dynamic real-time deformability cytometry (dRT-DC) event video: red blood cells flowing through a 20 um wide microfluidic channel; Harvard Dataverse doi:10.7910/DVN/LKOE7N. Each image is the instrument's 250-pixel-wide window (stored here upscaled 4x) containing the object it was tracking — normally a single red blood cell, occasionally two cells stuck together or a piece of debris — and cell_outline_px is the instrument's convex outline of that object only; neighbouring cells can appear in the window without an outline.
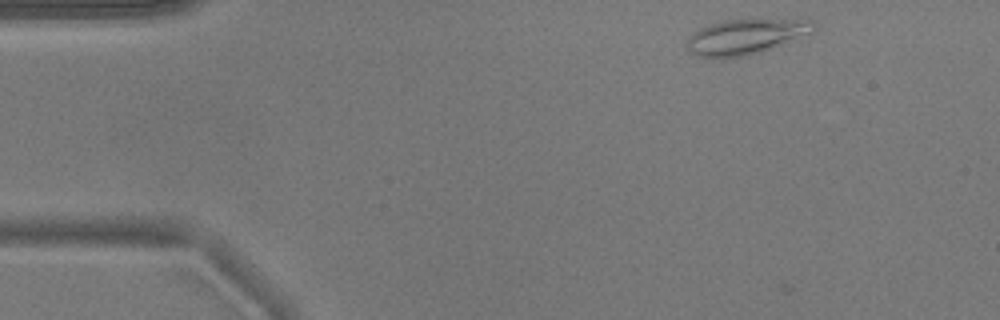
{"species": "common noctule bat (a hibernating species)", "species_latin": "Nyctalus noctula", "temperature_condition": "warm", "stored_images_in_passage": 3, "camera_frame_rate_fps": 3000, "um_per_image_px": 0.085, "animal": {"sex": "male", "body_mass_g": 17.9}, "frame": {"image": 1, "passage_image": 2, "time_ms": 0.333, "image_size_px": [1000, 320], "cell_outline_px": [[816, 28], [812, 32], [772, 48], [760, 52], [744, 56], [720, 60], [700, 56], [688, 52], [684, 44], [688, 36], [700, 28], [720, 20], [816, 20]], "centroid_in_image_um": [63.3, 3.14], "position_along_channel_um": 21.7, "area_um2": 26.24}}